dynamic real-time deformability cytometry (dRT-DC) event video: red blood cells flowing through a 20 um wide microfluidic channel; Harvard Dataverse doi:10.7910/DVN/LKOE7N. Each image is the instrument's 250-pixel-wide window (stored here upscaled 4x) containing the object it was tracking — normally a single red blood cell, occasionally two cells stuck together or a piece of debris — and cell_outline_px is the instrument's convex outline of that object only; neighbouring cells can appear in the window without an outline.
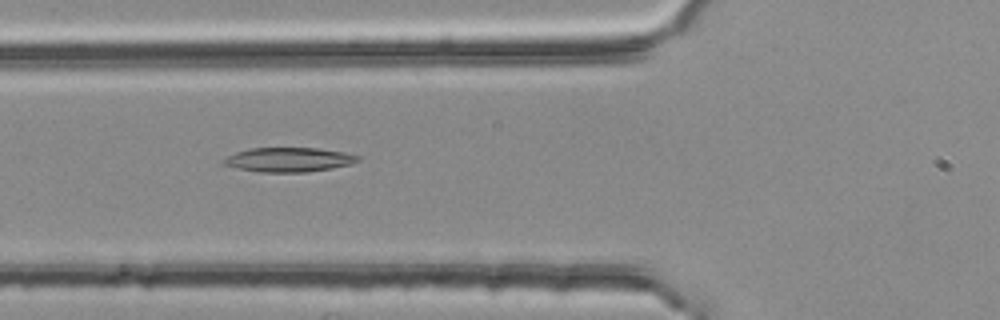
{"species": "common noctule bat (a hibernating species)", "species_latin": "Nyctalus noctula", "temperature_condition": "room temperature", "stored_images_in_passage": 54, "camera_frame_rate_fps": 3000, "um_per_image_px": 0.085, "animal": {"sex": "female", "body_mass_g": 25.1}, "frame": {"image": 1, "passage_image": 20, "time_ms": 6.333, "image_size_px": [1000, 320], "cell_outline_px": [[360, 160], [352, 164], [332, 168], [304, 172], [260, 172], [240, 168], [224, 164], [220, 160], [236, 152], [252, 148], [320, 148], [344, 152], [360, 156]], "centroid_in_image_um": [24.59, 13.56], "position_along_channel_um": 101.2, "area_um2": 18.96}}
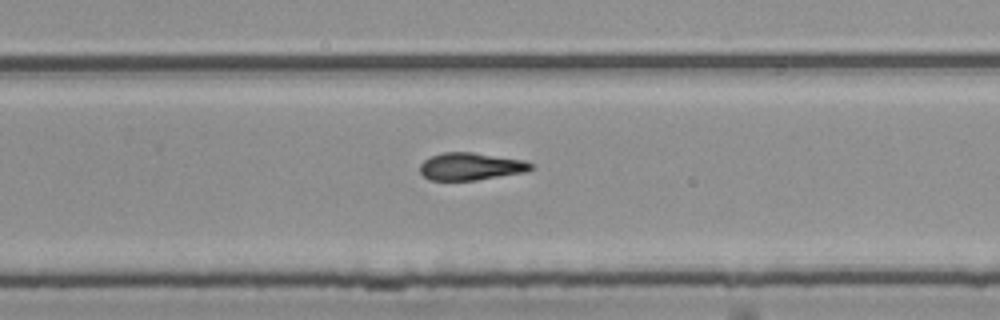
{"frame": {"image": 2, "passage_image": 35, "time_ms": 11.333, "image_size_px": [1000, 320], "cell_outline_px": [[532, 168], [524, 172], [476, 180], [428, 180], [420, 172], [420, 164], [424, 160], [432, 156], [444, 152], [472, 152], [524, 160], [532, 164]], "centroid_in_image_um": [39.98, 14.15], "position_along_channel_um": 289.8, "area_um2": 17.57}}
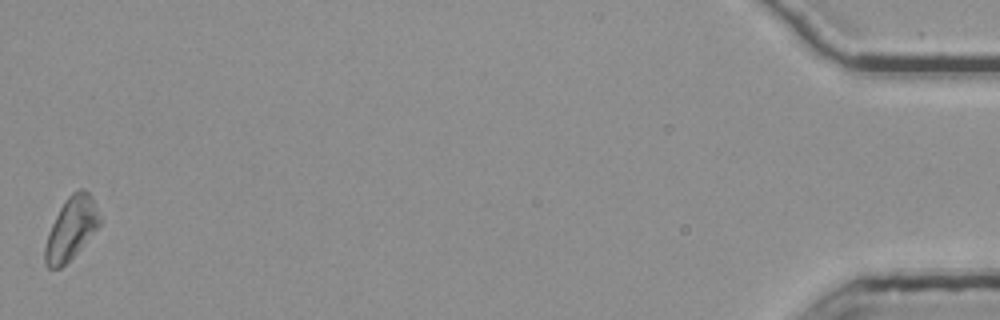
{"frame": {"image": 3, "passage_image": 54, "time_ms": 17.667, "image_size_px": [1000, 320], "cell_outline_px": [[100, 224], [80, 248], [60, 268], [48, 268], [44, 264], [44, 248], [48, 232], [60, 208], [68, 196], [72, 192], [80, 188], [84, 188], [92, 196], [100, 216]], "centroid_in_image_um": [6.03, 19.4], "position_along_channel_um": 429.2, "area_um2": 19.59}}